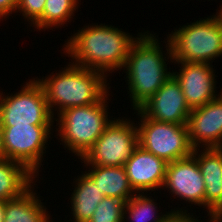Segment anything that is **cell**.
<instances>
[{"label":"cell","instance_id":"obj_1","mask_svg":"<svg viewBox=\"0 0 222 222\" xmlns=\"http://www.w3.org/2000/svg\"><path fill=\"white\" fill-rule=\"evenodd\" d=\"M122 30L105 23L85 25L68 37L62 47L63 54L70 56L76 66L109 76L115 70H122L132 44L143 33L134 37Z\"/></svg>","mask_w":222,"mask_h":222},{"label":"cell","instance_id":"obj_13","mask_svg":"<svg viewBox=\"0 0 222 222\" xmlns=\"http://www.w3.org/2000/svg\"><path fill=\"white\" fill-rule=\"evenodd\" d=\"M187 127L194 149L222 148V96L191 109Z\"/></svg>","mask_w":222,"mask_h":222},{"label":"cell","instance_id":"obj_16","mask_svg":"<svg viewBox=\"0 0 222 222\" xmlns=\"http://www.w3.org/2000/svg\"><path fill=\"white\" fill-rule=\"evenodd\" d=\"M85 174L98 186L105 197H115L125 203L136 194L130 186L123 166L84 165Z\"/></svg>","mask_w":222,"mask_h":222},{"label":"cell","instance_id":"obj_10","mask_svg":"<svg viewBox=\"0 0 222 222\" xmlns=\"http://www.w3.org/2000/svg\"><path fill=\"white\" fill-rule=\"evenodd\" d=\"M162 189L181 201L205 209V184L195 156L167 163L165 180ZM166 189V190H165Z\"/></svg>","mask_w":222,"mask_h":222},{"label":"cell","instance_id":"obj_14","mask_svg":"<svg viewBox=\"0 0 222 222\" xmlns=\"http://www.w3.org/2000/svg\"><path fill=\"white\" fill-rule=\"evenodd\" d=\"M130 186L136 193L162 190L167 162L153 153L143 150L139 145L132 157L123 165Z\"/></svg>","mask_w":222,"mask_h":222},{"label":"cell","instance_id":"obj_25","mask_svg":"<svg viewBox=\"0 0 222 222\" xmlns=\"http://www.w3.org/2000/svg\"><path fill=\"white\" fill-rule=\"evenodd\" d=\"M17 5L18 0H0V21H6L10 14L16 13Z\"/></svg>","mask_w":222,"mask_h":222},{"label":"cell","instance_id":"obj_20","mask_svg":"<svg viewBox=\"0 0 222 222\" xmlns=\"http://www.w3.org/2000/svg\"><path fill=\"white\" fill-rule=\"evenodd\" d=\"M146 194V192L136 193L125 203L123 222H163L173 210L166 211L164 214L158 213L157 199L155 200L150 194Z\"/></svg>","mask_w":222,"mask_h":222},{"label":"cell","instance_id":"obj_28","mask_svg":"<svg viewBox=\"0 0 222 222\" xmlns=\"http://www.w3.org/2000/svg\"><path fill=\"white\" fill-rule=\"evenodd\" d=\"M213 222H222V209H220L212 218Z\"/></svg>","mask_w":222,"mask_h":222},{"label":"cell","instance_id":"obj_11","mask_svg":"<svg viewBox=\"0 0 222 222\" xmlns=\"http://www.w3.org/2000/svg\"><path fill=\"white\" fill-rule=\"evenodd\" d=\"M175 64H181L180 69H178L179 72L172 70V75L179 82L190 109L203 106L220 95L216 89L215 77L218 76L212 64L174 62Z\"/></svg>","mask_w":222,"mask_h":222},{"label":"cell","instance_id":"obj_9","mask_svg":"<svg viewBox=\"0 0 222 222\" xmlns=\"http://www.w3.org/2000/svg\"><path fill=\"white\" fill-rule=\"evenodd\" d=\"M53 125H16L14 127H1L4 159L20 162L33 174L39 176L46 149L49 145ZM52 131V132H51ZM45 151V152H44ZM41 165V166H40Z\"/></svg>","mask_w":222,"mask_h":222},{"label":"cell","instance_id":"obj_3","mask_svg":"<svg viewBox=\"0 0 222 222\" xmlns=\"http://www.w3.org/2000/svg\"><path fill=\"white\" fill-rule=\"evenodd\" d=\"M51 74L35 79L44 91L53 116L68 108L95 104L101 101L111 88L107 83L108 76L104 73L76 66L71 62L58 73Z\"/></svg>","mask_w":222,"mask_h":222},{"label":"cell","instance_id":"obj_21","mask_svg":"<svg viewBox=\"0 0 222 222\" xmlns=\"http://www.w3.org/2000/svg\"><path fill=\"white\" fill-rule=\"evenodd\" d=\"M79 1L81 0H46L42 16L32 27L37 28V31H45L50 28L53 30L54 27L57 29L67 26L66 23L71 22L75 16L74 13L79 7Z\"/></svg>","mask_w":222,"mask_h":222},{"label":"cell","instance_id":"obj_15","mask_svg":"<svg viewBox=\"0 0 222 222\" xmlns=\"http://www.w3.org/2000/svg\"><path fill=\"white\" fill-rule=\"evenodd\" d=\"M193 155L205 184V211L212 219L222 209V148H198Z\"/></svg>","mask_w":222,"mask_h":222},{"label":"cell","instance_id":"obj_12","mask_svg":"<svg viewBox=\"0 0 222 222\" xmlns=\"http://www.w3.org/2000/svg\"><path fill=\"white\" fill-rule=\"evenodd\" d=\"M138 109L152 120L181 125H187L191 113L180 84L173 75Z\"/></svg>","mask_w":222,"mask_h":222},{"label":"cell","instance_id":"obj_6","mask_svg":"<svg viewBox=\"0 0 222 222\" xmlns=\"http://www.w3.org/2000/svg\"><path fill=\"white\" fill-rule=\"evenodd\" d=\"M137 113V114H136ZM136 123L138 145L145 151L153 153L167 163L193 154L187 125L160 122L146 117L139 109ZM140 116V117H139Z\"/></svg>","mask_w":222,"mask_h":222},{"label":"cell","instance_id":"obj_17","mask_svg":"<svg viewBox=\"0 0 222 222\" xmlns=\"http://www.w3.org/2000/svg\"><path fill=\"white\" fill-rule=\"evenodd\" d=\"M81 175L73 180L75 183L71 194L72 222H88L93 216L98 204L104 199V194L98 186L82 171Z\"/></svg>","mask_w":222,"mask_h":222},{"label":"cell","instance_id":"obj_5","mask_svg":"<svg viewBox=\"0 0 222 222\" xmlns=\"http://www.w3.org/2000/svg\"><path fill=\"white\" fill-rule=\"evenodd\" d=\"M204 18L167 35L173 62L212 64L222 57V12Z\"/></svg>","mask_w":222,"mask_h":222},{"label":"cell","instance_id":"obj_2","mask_svg":"<svg viewBox=\"0 0 222 222\" xmlns=\"http://www.w3.org/2000/svg\"><path fill=\"white\" fill-rule=\"evenodd\" d=\"M156 34L147 30L139 36L132 44L122 69L126 73L127 94L130 93L133 110L152 97L172 75L166 64L167 60L173 63L169 41L166 39V50L163 51Z\"/></svg>","mask_w":222,"mask_h":222},{"label":"cell","instance_id":"obj_24","mask_svg":"<svg viewBox=\"0 0 222 222\" xmlns=\"http://www.w3.org/2000/svg\"><path fill=\"white\" fill-rule=\"evenodd\" d=\"M186 206L181 208H174L169 215L165 218L163 222H202L204 220L198 219L197 215L196 218L193 213L190 214L187 210H185ZM201 220V221H199Z\"/></svg>","mask_w":222,"mask_h":222},{"label":"cell","instance_id":"obj_7","mask_svg":"<svg viewBox=\"0 0 222 222\" xmlns=\"http://www.w3.org/2000/svg\"><path fill=\"white\" fill-rule=\"evenodd\" d=\"M15 94L0 91V126L54 125L44 91L35 78L25 82Z\"/></svg>","mask_w":222,"mask_h":222},{"label":"cell","instance_id":"obj_8","mask_svg":"<svg viewBox=\"0 0 222 222\" xmlns=\"http://www.w3.org/2000/svg\"><path fill=\"white\" fill-rule=\"evenodd\" d=\"M125 119V120H124ZM138 147V130L135 121L116 118L81 158L85 165L123 166Z\"/></svg>","mask_w":222,"mask_h":222},{"label":"cell","instance_id":"obj_26","mask_svg":"<svg viewBox=\"0 0 222 222\" xmlns=\"http://www.w3.org/2000/svg\"><path fill=\"white\" fill-rule=\"evenodd\" d=\"M5 219V202L0 201V222H4Z\"/></svg>","mask_w":222,"mask_h":222},{"label":"cell","instance_id":"obj_29","mask_svg":"<svg viewBox=\"0 0 222 222\" xmlns=\"http://www.w3.org/2000/svg\"><path fill=\"white\" fill-rule=\"evenodd\" d=\"M219 8H220L219 10L222 12V5H220Z\"/></svg>","mask_w":222,"mask_h":222},{"label":"cell","instance_id":"obj_23","mask_svg":"<svg viewBox=\"0 0 222 222\" xmlns=\"http://www.w3.org/2000/svg\"><path fill=\"white\" fill-rule=\"evenodd\" d=\"M46 0H18L16 12L32 26L43 14Z\"/></svg>","mask_w":222,"mask_h":222},{"label":"cell","instance_id":"obj_4","mask_svg":"<svg viewBox=\"0 0 222 222\" xmlns=\"http://www.w3.org/2000/svg\"><path fill=\"white\" fill-rule=\"evenodd\" d=\"M109 95L95 104L65 109L55 118L56 136H59L56 138L61 139L65 150L67 148L78 159L87 153L114 119L108 116Z\"/></svg>","mask_w":222,"mask_h":222},{"label":"cell","instance_id":"obj_19","mask_svg":"<svg viewBox=\"0 0 222 222\" xmlns=\"http://www.w3.org/2000/svg\"><path fill=\"white\" fill-rule=\"evenodd\" d=\"M34 185L18 198L5 201L4 222H51L46 206ZM51 219V220H50Z\"/></svg>","mask_w":222,"mask_h":222},{"label":"cell","instance_id":"obj_27","mask_svg":"<svg viewBox=\"0 0 222 222\" xmlns=\"http://www.w3.org/2000/svg\"><path fill=\"white\" fill-rule=\"evenodd\" d=\"M2 159H4V148H3L2 128L0 126V160Z\"/></svg>","mask_w":222,"mask_h":222},{"label":"cell","instance_id":"obj_22","mask_svg":"<svg viewBox=\"0 0 222 222\" xmlns=\"http://www.w3.org/2000/svg\"><path fill=\"white\" fill-rule=\"evenodd\" d=\"M125 202L115 197H104L88 222H123Z\"/></svg>","mask_w":222,"mask_h":222},{"label":"cell","instance_id":"obj_18","mask_svg":"<svg viewBox=\"0 0 222 222\" xmlns=\"http://www.w3.org/2000/svg\"><path fill=\"white\" fill-rule=\"evenodd\" d=\"M35 178L37 176L20 162L6 158L0 160V201L22 196L37 182Z\"/></svg>","mask_w":222,"mask_h":222}]
</instances>
